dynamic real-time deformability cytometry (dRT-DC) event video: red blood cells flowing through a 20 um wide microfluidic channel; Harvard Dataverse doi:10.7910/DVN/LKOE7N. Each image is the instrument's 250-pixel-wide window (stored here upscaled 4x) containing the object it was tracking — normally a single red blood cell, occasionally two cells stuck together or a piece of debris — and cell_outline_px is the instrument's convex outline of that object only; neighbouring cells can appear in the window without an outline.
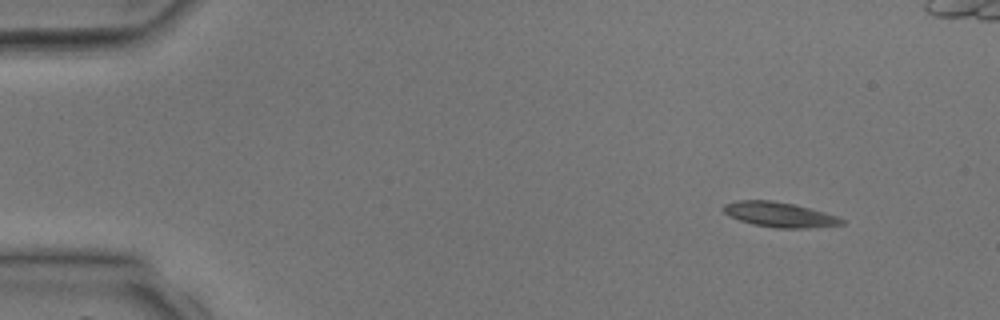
{"species": "common noctule bat (a hibernating species)", "species_latin": "Nyctalus noctula", "temperature_condition": "room temperature", "stored_images_in_passage": 3, "camera_frame_rate_fps": 3000, "um_per_image_px": 0.085, "animal": {"sex": "male", "body_mass_g": 17.9, "forearm_length_mm": 54.2}, "frame": {"image": 1, "passage_image": 1, "time_ms": 0.0, "image_size_px": [1000, 320], "cell_outline_px": [[844, 224], [808, 228], [776, 228], [752, 224], [728, 216], [724, 212], [724, 204], [740, 200], [772, 200], [792, 204], [824, 212], [836, 216], [844, 220]], "centroid_in_image_um": [66.23, 18.24], "position_along_channel_um": 18.8, "area_um2": 16.99}}